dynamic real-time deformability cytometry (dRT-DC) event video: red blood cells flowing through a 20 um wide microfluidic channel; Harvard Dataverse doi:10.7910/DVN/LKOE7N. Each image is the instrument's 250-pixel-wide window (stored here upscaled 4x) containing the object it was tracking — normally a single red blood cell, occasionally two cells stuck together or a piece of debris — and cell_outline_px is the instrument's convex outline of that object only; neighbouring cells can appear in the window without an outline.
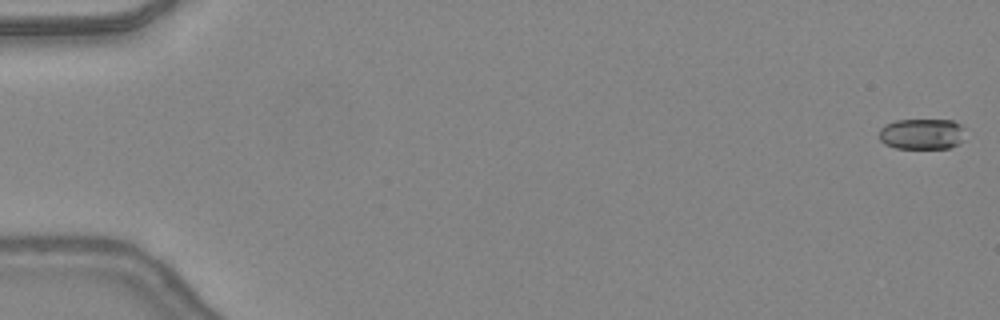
{"species": "common noctule bat (a hibernating species)", "species_latin": "Nyctalus noctula", "temperature_condition": "warm", "stored_images_in_passage": 48, "camera_frame_rate_fps": 3000, "um_per_image_px": 0.085, "animal": {"sex": "female", "body_mass_g": 24.6, "forearm_length_mm": 56.2}, "frame": {"image": 1, "passage_image": 1, "time_ms": 0.0, "image_size_px": [1000, 320], "cell_outline_px": [[964, 140], [948, 148], [896, 148], [884, 144], [880, 140], [880, 128], [884, 124], [896, 120], [952, 120], [960, 124], [964, 128]], "centroid_in_image_um": [78.36, 11.38], "position_along_channel_um": 6.6, "area_um2": 15.55}}
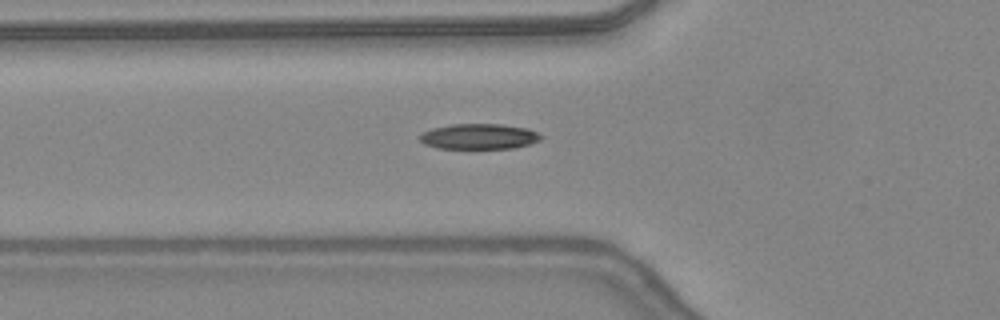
{"frame": {"image": 2, "passage_image": 18, "time_ms": 5.667, "image_size_px": [1000, 320], "cell_outline_px": [[544, 136], [540, 140], [528, 144], [512, 148], [436, 148], [424, 144], [420, 140], [420, 136], [424, 132], [432, 128], [452, 124], [500, 124], [528, 128]], "centroid_in_image_um": [40.72, 11.59], "position_along_channel_um": 85.1, "area_um2": 17.86}}
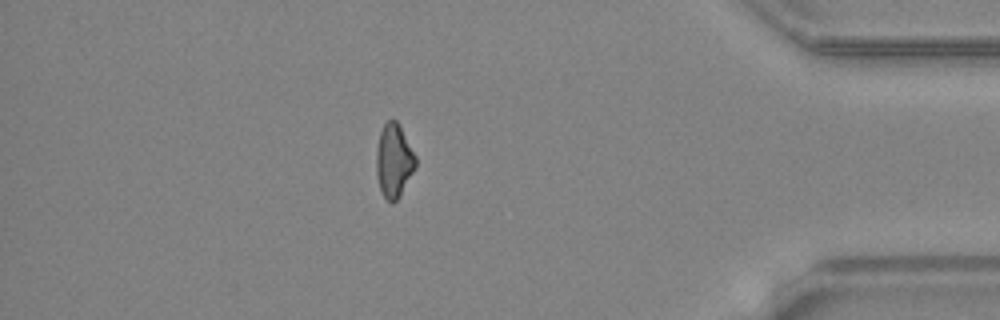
{"frame": {"image": 3, "passage_image": 42, "time_ms": 13.667, "image_size_px": [1000, 320], "cell_outline_px": [[416, 164], [412, 172], [396, 200], [392, 204], [384, 196], [380, 188], [376, 176], [376, 152], [380, 132], [384, 124], [388, 120], [396, 120], [416, 156]], "centroid_in_image_um": [33.45, 13.64], "position_along_channel_um": 401.7, "area_um2": 16.36}, "authors_computed_cell_mechanics": {"area_um2": 17.1955, "velocity_mm_per_s": 4.4198, "shape_relaxation_time_tau1_ms": 8.4632, "shape_relaxation_time_tau2_ms": 2.5242, "deformation_change_tau1": 0.22, "deformation_change_tau2": 0.0877}}